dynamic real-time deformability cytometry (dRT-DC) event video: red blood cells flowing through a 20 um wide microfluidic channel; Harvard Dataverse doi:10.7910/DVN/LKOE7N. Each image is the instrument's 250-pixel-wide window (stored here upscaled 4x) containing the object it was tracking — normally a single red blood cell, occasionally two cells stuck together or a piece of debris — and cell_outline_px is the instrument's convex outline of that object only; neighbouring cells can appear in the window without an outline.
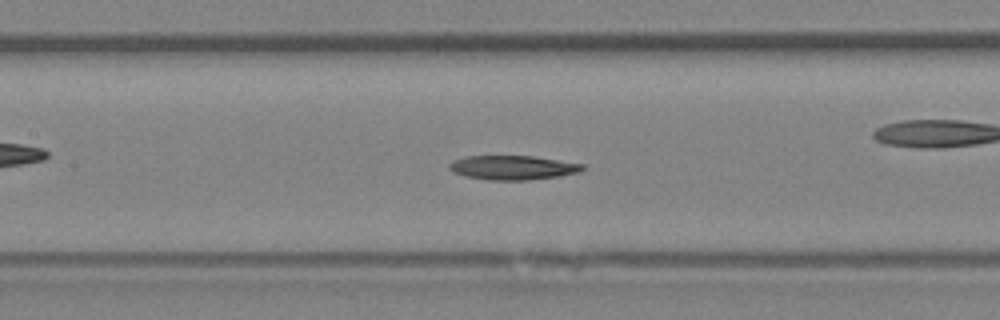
{"species": "Egyptian fruit bat (a non-hibernating species)", "species_latin": "Rousettus aegyptiacus", "temperature_condition": "room temperature", "stored_images_in_passage": 49, "camera_frame_rate_fps": 3000, "um_per_image_px": 0.085, "animal": {"sex": "female"}, "frame": {"image": 1, "passage_image": 22, "time_ms": 7.0, "image_size_px": [1000, 320], "cell_outline_px": [[584, 168], [580, 172], [560, 176], [528, 180], [488, 180], [464, 176], [452, 172], [448, 168], [448, 164], [452, 160], [464, 156], [536, 156], [584, 164]], "centroid_in_image_um": [43.56, 14.24], "position_along_channel_um": 163.8, "area_um2": 19.07}}
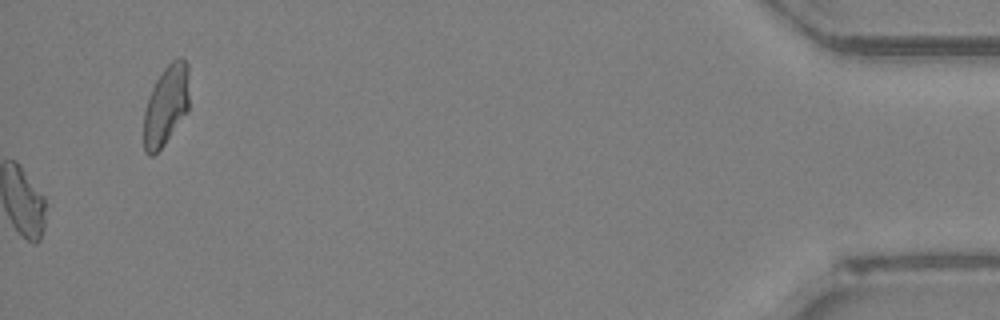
{"frame": {"image": 2, "passage_image": 49, "time_ms": 16.0, "image_size_px": [1000, 320], "cell_outline_px": [[188, 112], [164, 144], [152, 156], [148, 156], [144, 152], [144, 112], [148, 96], [156, 80], [164, 68], [172, 60], [180, 56], [188, 64]], "centroid_in_image_um": [14.11, 8.95], "position_along_channel_um": 421.1, "area_um2": 21.27}}